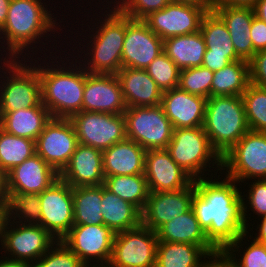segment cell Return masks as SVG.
I'll list each match as a JSON object with an SVG mask.
<instances>
[{
  "mask_svg": "<svg viewBox=\"0 0 266 267\" xmlns=\"http://www.w3.org/2000/svg\"><path fill=\"white\" fill-rule=\"evenodd\" d=\"M6 191L40 194L59 178V174L37 153L6 175Z\"/></svg>",
  "mask_w": 266,
  "mask_h": 267,
  "instance_id": "7402d4cb",
  "label": "cell"
},
{
  "mask_svg": "<svg viewBox=\"0 0 266 267\" xmlns=\"http://www.w3.org/2000/svg\"><path fill=\"white\" fill-rule=\"evenodd\" d=\"M57 240L41 225L15 223L2 219L0 245L8 258L32 266ZM5 249V250H4Z\"/></svg>",
  "mask_w": 266,
  "mask_h": 267,
  "instance_id": "9c48e42d",
  "label": "cell"
},
{
  "mask_svg": "<svg viewBox=\"0 0 266 267\" xmlns=\"http://www.w3.org/2000/svg\"><path fill=\"white\" fill-rule=\"evenodd\" d=\"M200 32L205 41V55L226 56L232 62L241 60L233 47L228 28L222 18L208 10L202 19Z\"/></svg>",
  "mask_w": 266,
  "mask_h": 267,
  "instance_id": "1f68e13d",
  "label": "cell"
},
{
  "mask_svg": "<svg viewBox=\"0 0 266 267\" xmlns=\"http://www.w3.org/2000/svg\"><path fill=\"white\" fill-rule=\"evenodd\" d=\"M40 223L57 241L74 225L72 186L60 177L39 194Z\"/></svg>",
  "mask_w": 266,
  "mask_h": 267,
  "instance_id": "5bb4252c",
  "label": "cell"
},
{
  "mask_svg": "<svg viewBox=\"0 0 266 267\" xmlns=\"http://www.w3.org/2000/svg\"><path fill=\"white\" fill-rule=\"evenodd\" d=\"M74 225L104 224L101 213L102 185L72 187Z\"/></svg>",
  "mask_w": 266,
  "mask_h": 267,
  "instance_id": "836d02e7",
  "label": "cell"
},
{
  "mask_svg": "<svg viewBox=\"0 0 266 267\" xmlns=\"http://www.w3.org/2000/svg\"><path fill=\"white\" fill-rule=\"evenodd\" d=\"M158 239L156 232L142 224L116 233L110 267H155Z\"/></svg>",
  "mask_w": 266,
  "mask_h": 267,
  "instance_id": "7c38bea8",
  "label": "cell"
},
{
  "mask_svg": "<svg viewBox=\"0 0 266 267\" xmlns=\"http://www.w3.org/2000/svg\"><path fill=\"white\" fill-rule=\"evenodd\" d=\"M85 267H110L109 265H91V266H85Z\"/></svg>",
  "mask_w": 266,
  "mask_h": 267,
  "instance_id": "6f0895ef",
  "label": "cell"
},
{
  "mask_svg": "<svg viewBox=\"0 0 266 267\" xmlns=\"http://www.w3.org/2000/svg\"><path fill=\"white\" fill-rule=\"evenodd\" d=\"M144 175L150 192L182 190L194 181L166 148L146 151Z\"/></svg>",
  "mask_w": 266,
  "mask_h": 267,
  "instance_id": "ffe728a7",
  "label": "cell"
},
{
  "mask_svg": "<svg viewBox=\"0 0 266 267\" xmlns=\"http://www.w3.org/2000/svg\"><path fill=\"white\" fill-rule=\"evenodd\" d=\"M101 213L104 225L115 233L141 225V211L102 185Z\"/></svg>",
  "mask_w": 266,
  "mask_h": 267,
  "instance_id": "4dcf8cb0",
  "label": "cell"
},
{
  "mask_svg": "<svg viewBox=\"0 0 266 267\" xmlns=\"http://www.w3.org/2000/svg\"><path fill=\"white\" fill-rule=\"evenodd\" d=\"M2 260L0 258V267H31L28 263L18 261L15 259H10L8 257L2 256Z\"/></svg>",
  "mask_w": 266,
  "mask_h": 267,
  "instance_id": "816d5d0a",
  "label": "cell"
},
{
  "mask_svg": "<svg viewBox=\"0 0 266 267\" xmlns=\"http://www.w3.org/2000/svg\"><path fill=\"white\" fill-rule=\"evenodd\" d=\"M80 258L63 241H56L31 267H85Z\"/></svg>",
  "mask_w": 266,
  "mask_h": 267,
  "instance_id": "7bdbcfd3",
  "label": "cell"
},
{
  "mask_svg": "<svg viewBox=\"0 0 266 267\" xmlns=\"http://www.w3.org/2000/svg\"><path fill=\"white\" fill-rule=\"evenodd\" d=\"M116 1V2H115ZM110 1L124 15L133 20H143L151 12L159 11L172 0H115ZM122 1V2H121ZM113 2V3H112Z\"/></svg>",
  "mask_w": 266,
  "mask_h": 267,
  "instance_id": "ee69618b",
  "label": "cell"
},
{
  "mask_svg": "<svg viewBox=\"0 0 266 267\" xmlns=\"http://www.w3.org/2000/svg\"><path fill=\"white\" fill-rule=\"evenodd\" d=\"M248 186H249L248 188H250V189L248 190L246 195L244 194V192L242 195L243 219H244V222L246 225V232L247 233H249V231H251L253 229V225H255V223L254 224L248 223L249 221H252L250 219L251 216H249L251 214L248 213V212H250V210H251V212H253V214L258 215V217L255 218L254 221H256V219L260 220L259 219L260 217L266 215V179L254 180L252 183L250 182V184ZM245 196H246V199H245ZM244 200L246 201V203ZM247 207H249V208H247ZM250 226H252V228ZM249 229H251V230H249Z\"/></svg>",
  "mask_w": 266,
  "mask_h": 267,
  "instance_id": "b9f144b4",
  "label": "cell"
},
{
  "mask_svg": "<svg viewBox=\"0 0 266 267\" xmlns=\"http://www.w3.org/2000/svg\"><path fill=\"white\" fill-rule=\"evenodd\" d=\"M35 153L34 140L8 134L0 128V170L5 175Z\"/></svg>",
  "mask_w": 266,
  "mask_h": 267,
  "instance_id": "8d00e7d4",
  "label": "cell"
},
{
  "mask_svg": "<svg viewBox=\"0 0 266 267\" xmlns=\"http://www.w3.org/2000/svg\"><path fill=\"white\" fill-rule=\"evenodd\" d=\"M214 72L203 66L180 70L179 87L190 94L211 97Z\"/></svg>",
  "mask_w": 266,
  "mask_h": 267,
  "instance_id": "60d3db41",
  "label": "cell"
},
{
  "mask_svg": "<svg viewBox=\"0 0 266 267\" xmlns=\"http://www.w3.org/2000/svg\"><path fill=\"white\" fill-rule=\"evenodd\" d=\"M163 51V40L143 20L126 16L122 68L146 69Z\"/></svg>",
  "mask_w": 266,
  "mask_h": 267,
  "instance_id": "e0dca14e",
  "label": "cell"
},
{
  "mask_svg": "<svg viewBox=\"0 0 266 267\" xmlns=\"http://www.w3.org/2000/svg\"><path fill=\"white\" fill-rule=\"evenodd\" d=\"M123 115L127 139L135 141L146 151L167 148L173 126L161 105L128 107Z\"/></svg>",
  "mask_w": 266,
  "mask_h": 267,
  "instance_id": "30bf717a",
  "label": "cell"
},
{
  "mask_svg": "<svg viewBox=\"0 0 266 267\" xmlns=\"http://www.w3.org/2000/svg\"><path fill=\"white\" fill-rule=\"evenodd\" d=\"M32 59L35 60L33 55L30 61L29 59H0V64L3 60L0 72L4 74L0 73V78L4 80L0 79V112H14L22 108L36 107L41 103L39 73L32 65ZM26 62L31 63L27 65Z\"/></svg>",
  "mask_w": 266,
  "mask_h": 267,
  "instance_id": "52a82bcc",
  "label": "cell"
},
{
  "mask_svg": "<svg viewBox=\"0 0 266 267\" xmlns=\"http://www.w3.org/2000/svg\"><path fill=\"white\" fill-rule=\"evenodd\" d=\"M255 17L266 23V0H258L253 6Z\"/></svg>",
  "mask_w": 266,
  "mask_h": 267,
  "instance_id": "f907efd6",
  "label": "cell"
},
{
  "mask_svg": "<svg viewBox=\"0 0 266 267\" xmlns=\"http://www.w3.org/2000/svg\"><path fill=\"white\" fill-rule=\"evenodd\" d=\"M67 54L68 55H65V58H63L67 61L62 60L60 55V62L62 65L59 64L60 62L56 61L59 59V56H55L56 59L54 60L56 64L54 61L49 60V62L45 63L46 65L40 63L37 67L35 63H33L39 73L41 102L48 109L53 118H70L72 115L82 111L85 69L80 64L79 66L76 64L77 59H74V57L72 59L75 60V63L73 60L70 62L69 58L71 54ZM66 56H69L67 57L68 59ZM67 63L69 64L68 66H66Z\"/></svg>",
  "mask_w": 266,
  "mask_h": 267,
  "instance_id": "3957f363",
  "label": "cell"
},
{
  "mask_svg": "<svg viewBox=\"0 0 266 267\" xmlns=\"http://www.w3.org/2000/svg\"><path fill=\"white\" fill-rule=\"evenodd\" d=\"M163 52L180 69L202 66L206 45L202 33L173 36L163 40Z\"/></svg>",
  "mask_w": 266,
  "mask_h": 267,
  "instance_id": "f546056e",
  "label": "cell"
},
{
  "mask_svg": "<svg viewBox=\"0 0 266 267\" xmlns=\"http://www.w3.org/2000/svg\"><path fill=\"white\" fill-rule=\"evenodd\" d=\"M10 0H0V30L6 22Z\"/></svg>",
  "mask_w": 266,
  "mask_h": 267,
  "instance_id": "f5cc1de1",
  "label": "cell"
},
{
  "mask_svg": "<svg viewBox=\"0 0 266 267\" xmlns=\"http://www.w3.org/2000/svg\"><path fill=\"white\" fill-rule=\"evenodd\" d=\"M258 0H211L210 10L215 11L218 8L226 6H247L253 7Z\"/></svg>",
  "mask_w": 266,
  "mask_h": 267,
  "instance_id": "c3c4849f",
  "label": "cell"
},
{
  "mask_svg": "<svg viewBox=\"0 0 266 267\" xmlns=\"http://www.w3.org/2000/svg\"><path fill=\"white\" fill-rule=\"evenodd\" d=\"M260 219H261V223L255 229L257 231V233L255 231V235L253 234V232L251 235V232H250L248 235L251 238H254V240L261 242V243H264L266 245V215L260 217Z\"/></svg>",
  "mask_w": 266,
  "mask_h": 267,
  "instance_id": "681fc988",
  "label": "cell"
},
{
  "mask_svg": "<svg viewBox=\"0 0 266 267\" xmlns=\"http://www.w3.org/2000/svg\"><path fill=\"white\" fill-rule=\"evenodd\" d=\"M6 203V178L5 174L0 170V207L4 209Z\"/></svg>",
  "mask_w": 266,
  "mask_h": 267,
  "instance_id": "db71d44e",
  "label": "cell"
},
{
  "mask_svg": "<svg viewBox=\"0 0 266 267\" xmlns=\"http://www.w3.org/2000/svg\"><path fill=\"white\" fill-rule=\"evenodd\" d=\"M3 219V209L0 207V223Z\"/></svg>",
  "mask_w": 266,
  "mask_h": 267,
  "instance_id": "680465c9",
  "label": "cell"
},
{
  "mask_svg": "<svg viewBox=\"0 0 266 267\" xmlns=\"http://www.w3.org/2000/svg\"><path fill=\"white\" fill-rule=\"evenodd\" d=\"M51 118L48 109L41 102L36 107L0 112V128L8 134L36 141Z\"/></svg>",
  "mask_w": 266,
  "mask_h": 267,
  "instance_id": "83f0119b",
  "label": "cell"
},
{
  "mask_svg": "<svg viewBox=\"0 0 266 267\" xmlns=\"http://www.w3.org/2000/svg\"><path fill=\"white\" fill-rule=\"evenodd\" d=\"M3 218L14 223L39 224L41 218L39 194L6 191Z\"/></svg>",
  "mask_w": 266,
  "mask_h": 267,
  "instance_id": "d590c367",
  "label": "cell"
},
{
  "mask_svg": "<svg viewBox=\"0 0 266 267\" xmlns=\"http://www.w3.org/2000/svg\"><path fill=\"white\" fill-rule=\"evenodd\" d=\"M219 176L194 180L192 209L208 241L222 253L246 232V225L242 191L236 181L225 176L219 180Z\"/></svg>",
  "mask_w": 266,
  "mask_h": 267,
  "instance_id": "6da1fadb",
  "label": "cell"
},
{
  "mask_svg": "<svg viewBox=\"0 0 266 267\" xmlns=\"http://www.w3.org/2000/svg\"><path fill=\"white\" fill-rule=\"evenodd\" d=\"M127 109L116 75L93 74L85 70L82 111L123 114Z\"/></svg>",
  "mask_w": 266,
  "mask_h": 267,
  "instance_id": "d6986e66",
  "label": "cell"
},
{
  "mask_svg": "<svg viewBox=\"0 0 266 267\" xmlns=\"http://www.w3.org/2000/svg\"><path fill=\"white\" fill-rule=\"evenodd\" d=\"M105 176L144 174L146 150L125 139L102 151Z\"/></svg>",
  "mask_w": 266,
  "mask_h": 267,
  "instance_id": "d4e9b609",
  "label": "cell"
},
{
  "mask_svg": "<svg viewBox=\"0 0 266 267\" xmlns=\"http://www.w3.org/2000/svg\"><path fill=\"white\" fill-rule=\"evenodd\" d=\"M232 61L226 56H217V55H204L202 66L208 68L209 70L216 72Z\"/></svg>",
  "mask_w": 266,
  "mask_h": 267,
  "instance_id": "7dc6e473",
  "label": "cell"
},
{
  "mask_svg": "<svg viewBox=\"0 0 266 267\" xmlns=\"http://www.w3.org/2000/svg\"><path fill=\"white\" fill-rule=\"evenodd\" d=\"M203 128L222 158L250 130L242 96L207 98Z\"/></svg>",
  "mask_w": 266,
  "mask_h": 267,
  "instance_id": "5b68a950",
  "label": "cell"
},
{
  "mask_svg": "<svg viewBox=\"0 0 266 267\" xmlns=\"http://www.w3.org/2000/svg\"><path fill=\"white\" fill-rule=\"evenodd\" d=\"M41 1L42 0H10L6 22L0 30V39H3L4 42L0 40V43L6 44L5 46H7L5 47L2 45L3 47H0L5 49H3V52H7L5 53L7 55L2 58L20 59L22 57L21 59H26L25 56L27 55V59H30L32 54L29 53L32 52L34 55L36 52L35 48H38L36 44H39V42L41 44L39 38L46 37L49 39L48 37L51 36V32L54 34L57 29L60 31L63 29L59 28L60 24L59 22L57 23V17H54L50 9L48 11L47 3ZM48 32H50L49 35L47 34ZM32 44H35L34 46L36 47H33ZM29 48L35 51H29ZM28 55H30V57Z\"/></svg>",
  "mask_w": 266,
  "mask_h": 267,
  "instance_id": "7a4b0ae2",
  "label": "cell"
},
{
  "mask_svg": "<svg viewBox=\"0 0 266 267\" xmlns=\"http://www.w3.org/2000/svg\"><path fill=\"white\" fill-rule=\"evenodd\" d=\"M247 239L252 238L245 232L231 243L221 254L226 257L234 267H266V245L254 239L252 241ZM243 240L251 242L250 245ZM241 248L243 249V252L241 251ZM237 252L240 254V258Z\"/></svg>",
  "mask_w": 266,
  "mask_h": 267,
  "instance_id": "74e56055",
  "label": "cell"
},
{
  "mask_svg": "<svg viewBox=\"0 0 266 267\" xmlns=\"http://www.w3.org/2000/svg\"><path fill=\"white\" fill-rule=\"evenodd\" d=\"M106 2L108 4L110 3L106 8L109 10L104 11V13L107 12L105 15L104 13L101 14L105 18H103V20L101 19V21L95 18V20L99 22H96V27L94 26L90 31L93 32V34H90V36L88 35L89 43L86 44L88 46H85L87 47L85 50L90 51L86 52L82 49L81 51H84L82 57L85 56V61L83 59L80 60L81 62L78 60L77 64H80L88 73L116 75L122 68V51L126 34V15L121 13L114 5L112 6L111 2L108 0H106ZM93 29H95V31ZM89 38L91 40H89Z\"/></svg>",
  "mask_w": 266,
  "mask_h": 267,
  "instance_id": "277c9868",
  "label": "cell"
},
{
  "mask_svg": "<svg viewBox=\"0 0 266 267\" xmlns=\"http://www.w3.org/2000/svg\"><path fill=\"white\" fill-rule=\"evenodd\" d=\"M250 39L253 45V56L256 52L266 50V23L254 16Z\"/></svg>",
  "mask_w": 266,
  "mask_h": 267,
  "instance_id": "bcb514c9",
  "label": "cell"
},
{
  "mask_svg": "<svg viewBox=\"0 0 266 267\" xmlns=\"http://www.w3.org/2000/svg\"><path fill=\"white\" fill-rule=\"evenodd\" d=\"M250 84L249 62L237 60L214 72L212 96H242Z\"/></svg>",
  "mask_w": 266,
  "mask_h": 267,
  "instance_id": "d6a6232c",
  "label": "cell"
},
{
  "mask_svg": "<svg viewBox=\"0 0 266 267\" xmlns=\"http://www.w3.org/2000/svg\"><path fill=\"white\" fill-rule=\"evenodd\" d=\"M195 190L193 181L182 190L149 192V197L141 212V224L156 232L166 222L188 212L192 208Z\"/></svg>",
  "mask_w": 266,
  "mask_h": 267,
  "instance_id": "ac0fdd59",
  "label": "cell"
},
{
  "mask_svg": "<svg viewBox=\"0 0 266 267\" xmlns=\"http://www.w3.org/2000/svg\"><path fill=\"white\" fill-rule=\"evenodd\" d=\"M250 83L266 87V50L258 51L249 61Z\"/></svg>",
  "mask_w": 266,
  "mask_h": 267,
  "instance_id": "f6af8a7d",
  "label": "cell"
},
{
  "mask_svg": "<svg viewBox=\"0 0 266 267\" xmlns=\"http://www.w3.org/2000/svg\"><path fill=\"white\" fill-rule=\"evenodd\" d=\"M59 177L72 187L103 185L102 150L79 143Z\"/></svg>",
  "mask_w": 266,
  "mask_h": 267,
  "instance_id": "603a6c76",
  "label": "cell"
},
{
  "mask_svg": "<svg viewBox=\"0 0 266 267\" xmlns=\"http://www.w3.org/2000/svg\"><path fill=\"white\" fill-rule=\"evenodd\" d=\"M215 12L225 22L237 56L249 62L253 57L250 29L255 16L253 7L226 6Z\"/></svg>",
  "mask_w": 266,
  "mask_h": 267,
  "instance_id": "4316f807",
  "label": "cell"
},
{
  "mask_svg": "<svg viewBox=\"0 0 266 267\" xmlns=\"http://www.w3.org/2000/svg\"><path fill=\"white\" fill-rule=\"evenodd\" d=\"M115 235L116 233L104 224L73 225L61 241L86 266L108 265L112 256Z\"/></svg>",
  "mask_w": 266,
  "mask_h": 267,
  "instance_id": "4fadbf2b",
  "label": "cell"
},
{
  "mask_svg": "<svg viewBox=\"0 0 266 267\" xmlns=\"http://www.w3.org/2000/svg\"><path fill=\"white\" fill-rule=\"evenodd\" d=\"M157 239L162 242H180L202 247L212 258L220 252L208 241L200 227L193 209L163 224L157 231Z\"/></svg>",
  "mask_w": 266,
  "mask_h": 267,
  "instance_id": "484cf974",
  "label": "cell"
},
{
  "mask_svg": "<svg viewBox=\"0 0 266 267\" xmlns=\"http://www.w3.org/2000/svg\"><path fill=\"white\" fill-rule=\"evenodd\" d=\"M242 99L249 129L266 132V91L250 83L243 92Z\"/></svg>",
  "mask_w": 266,
  "mask_h": 267,
  "instance_id": "f35d334b",
  "label": "cell"
},
{
  "mask_svg": "<svg viewBox=\"0 0 266 267\" xmlns=\"http://www.w3.org/2000/svg\"><path fill=\"white\" fill-rule=\"evenodd\" d=\"M116 76L127 108L161 105L163 92L145 69L121 68Z\"/></svg>",
  "mask_w": 266,
  "mask_h": 267,
  "instance_id": "cb8c5ba5",
  "label": "cell"
},
{
  "mask_svg": "<svg viewBox=\"0 0 266 267\" xmlns=\"http://www.w3.org/2000/svg\"><path fill=\"white\" fill-rule=\"evenodd\" d=\"M211 264L214 267H234L221 253L213 257Z\"/></svg>",
  "mask_w": 266,
  "mask_h": 267,
  "instance_id": "11a10c76",
  "label": "cell"
},
{
  "mask_svg": "<svg viewBox=\"0 0 266 267\" xmlns=\"http://www.w3.org/2000/svg\"><path fill=\"white\" fill-rule=\"evenodd\" d=\"M103 185L113 194L143 211L150 192L144 174L105 176Z\"/></svg>",
  "mask_w": 266,
  "mask_h": 267,
  "instance_id": "e575fe53",
  "label": "cell"
},
{
  "mask_svg": "<svg viewBox=\"0 0 266 267\" xmlns=\"http://www.w3.org/2000/svg\"><path fill=\"white\" fill-rule=\"evenodd\" d=\"M207 8L199 5L171 2L159 11L151 12L143 21L162 40L200 31Z\"/></svg>",
  "mask_w": 266,
  "mask_h": 267,
  "instance_id": "2e32d148",
  "label": "cell"
},
{
  "mask_svg": "<svg viewBox=\"0 0 266 267\" xmlns=\"http://www.w3.org/2000/svg\"><path fill=\"white\" fill-rule=\"evenodd\" d=\"M69 119L80 144L103 151L126 139L123 114L81 111Z\"/></svg>",
  "mask_w": 266,
  "mask_h": 267,
  "instance_id": "8fae6325",
  "label": "cell"
},
{
  "mask_svg": "<svg viewBox=\"0 0 266 267\" xmlns=\"http://www.w3.org/2000/svg\"><path fill=\"white\" fill-rule=\"evenodd\" d=\"M166 149L177 165L193 180L206 178L210 175L209 172H211L210 176L217 175L218 170H220L219 173L224 174L222 158L211 146L203 127L173 129L172 138ZM211 168L214 170L210 171Z\"/></svg>",
  "mask_w": 266,
  "mask_h": 267,
  "instance_id": "8992f818",
  "label": "cell"
},
{
  "mask_svg": "<svg viewBox=\"0 0 266 267\" xmlns=\"http://www.w3.org/2000/svg\"><path fill=\"white\" fill-rule=\"evenodd\" d=\"M172 2L189 3L202 6L210 10L211 0H172Z\"/></svg>",
  "mask_w": 266,
  "mask_h": 267,
  "instance_id": "9f6ffc18",
  "label": "cell"
},
{
  "mask_svg": "<svg viewBox=\"0 0 266 267\" xmlns=\"http://www.w3.org/2000/svg\"><path fill=\"white\" fill-rule=\"evenodd\" d=\"M162 92L179 86L180 69L163 52L145 69Z\"/></svg>",
  "mask_w": 266,
  "mask_h": 267,
  "instance_id": "ab89813d",
  "label": "cell"
},
{
  "mask_svg": "<svg viewBox=\"0 0 266 267\" xmlns=\"http://www.w3.org/2000/svg\"><path fill=\"white\" fill-rule=\"evenodd\" d=\"M207 98L179 86L162 93L161 106L173 129L203 127Z\"/></svg>",
  "mask_w": 266,
  "mask_h": 267,
  "instance_id": "44dd1931",
  "label": "cell"
},
{
  "mask_svg": "<svg viewBox=\"0 0 266 267\" xmlns=\"http://www.w3.org/2000/svg\"><path fill=\"white\" fill-rule=\"evenodd\" d=\"M222 170L237 183L266 179V132L249 130L222 157Z\"/></svg>",
  "mask_w": 266,
  "mask_h": 267,
  "instance_id": "ba28073f",
  "label": "cell"
},
{
  "mask_svg": "<svg viewBox=\"0 0 266 267\" xmlns=\"http://www.w3.org/2000/svg\"><path fill=\"white\" fill-rule=\"evenodd\" d=\"M212 259L198 245L158 241L155 267H208Z\"/></svg>",
  "mask_w": 266,
  "mask_h": 267,
  "instance_id": "f1b7e54d",
  "label": "cell"
},
{
  "mask_svg": "<svg viewBox=\"0 0 266 267\" xmlns=\"http://www.w3.org/2000/svg\"><path fill=\"white\" fill-rule=\"evenodd\" d=\"M79 142L69 118H51L35 141L36 153L58 174L67 166Z\"/></svg>",
  "mask_w": 266,
  "mask_h": 267,
  "instance_id": "9a60e30c",
  "label": "cell"
}]
</instances>
